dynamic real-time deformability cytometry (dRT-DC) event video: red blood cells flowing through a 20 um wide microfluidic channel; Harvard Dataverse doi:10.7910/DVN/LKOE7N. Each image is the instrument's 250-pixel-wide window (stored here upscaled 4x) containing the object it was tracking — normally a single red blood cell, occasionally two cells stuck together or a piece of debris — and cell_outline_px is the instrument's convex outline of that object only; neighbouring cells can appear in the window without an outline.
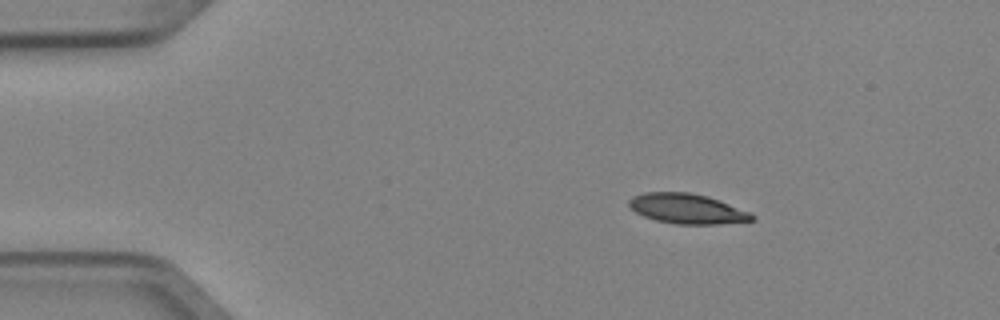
{"species": "Egyptian fruit bat (a non-hibernating species)", "species_latin": "Rousettus aegyptiacus", "temperature_condition": "cold", "stored_images_in_passage": 3, "camera_frame_rate_fps": 3000, "um_per_image_px": 0.085, "animal": {"sex": "female"}, "frame": {"image": 1, "passage_image": 1, "time_ms": 0.0, "image_size_px": [1000, 320], "cell_outline_px": [[756, 220], [716, 224], [676, 224], [656, 220], [644, 216], [636, 212], [628, 204], [628, 200], [632, 196], [644, 192], [688, 192], [708, 196], [720, 200], [748, 212], [756, 216]], "centroid_in_image_um": [58.39, 17.73], "position_along_channel_um": 26.6, "area_um2": 21.44}}
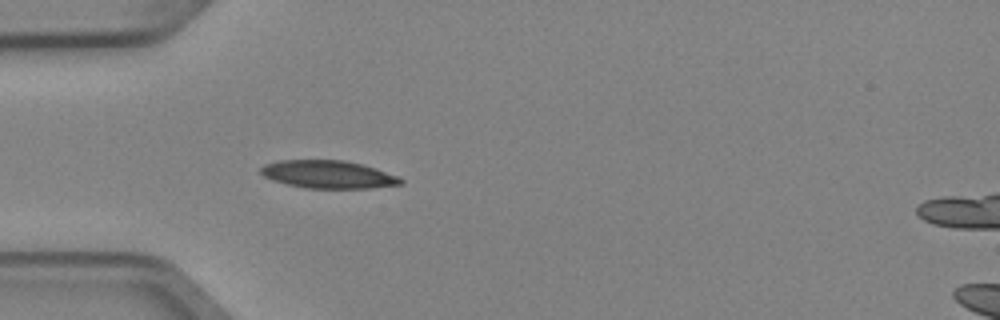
{"frame": {"image": 2, "passage_image": 3, "time_ms": 0.667, "image_size_px": [1000, 320], "cell_outline_px": [[404, 184], [368, 188], [304, 188], [272, 180], [264, 176], [260, 172], [260, 168], [264, 164], [280, 160], [344, 160], [364, 164], [400, 176], [404, 180]], "centroid_in_image_um": [27.94, 14.82], "position_along_channel_um": 57.1, "area_um2": 22.89}}